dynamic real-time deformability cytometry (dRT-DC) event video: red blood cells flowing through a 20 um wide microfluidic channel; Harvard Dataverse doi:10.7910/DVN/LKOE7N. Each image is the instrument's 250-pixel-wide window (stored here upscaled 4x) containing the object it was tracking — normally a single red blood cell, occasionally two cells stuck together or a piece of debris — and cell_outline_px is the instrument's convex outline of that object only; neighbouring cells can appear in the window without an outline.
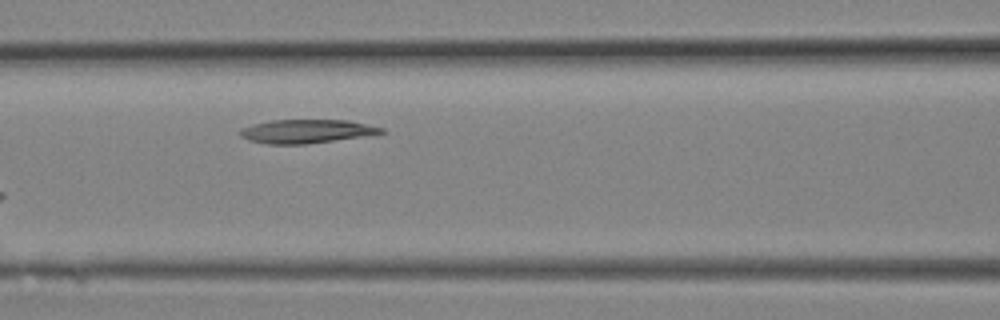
{"species": "Egyptian fruit bat (a non-hibernating species)", "species_latin": "Rousettus aegyptiacus", "temperature_condition": "room temperature", "stored_images_in_passage": 7, "camera_frame_rate_fps": 3000, "um_per_image_px": 0.085, "animal": {"sex": "female"}, "frame": {"image": 1, "passage_image": 7, "time_ms": 2.0, "image_size_px": [1000, 320], "cell_outline_px": [[388, 132], [308, 144], [268, 144], [248, 140], [240, 136], [240, 128], [252, 124], [272, 120], [348, 120], [384, 128]], "centroid_in_image_um": [26.02, 11.16], "position_along_channel_um": 140.6, "area_um2": 19.42}}